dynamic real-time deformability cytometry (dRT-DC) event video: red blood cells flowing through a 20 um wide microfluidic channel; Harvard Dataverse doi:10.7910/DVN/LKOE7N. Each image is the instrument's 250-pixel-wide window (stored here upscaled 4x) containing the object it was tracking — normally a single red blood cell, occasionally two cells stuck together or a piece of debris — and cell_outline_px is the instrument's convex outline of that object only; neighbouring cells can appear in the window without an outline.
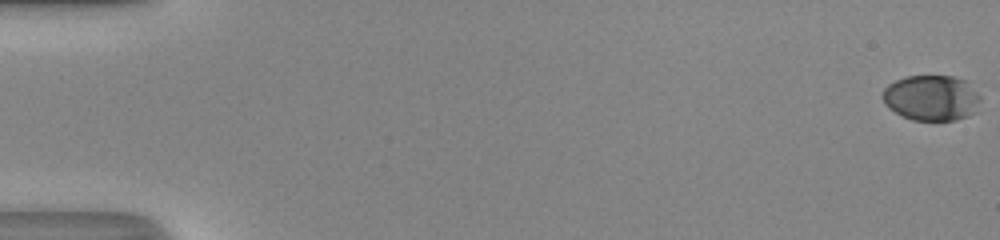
{"species": "human", "species_latin": "Homo sapiens", "temperature_condition": "room temperature", "stored_images_in_passage": 52, "camera_frame_rate_fps": 3000, "um_per_image_px": 0.085, "donor": {"sex": "male"}, "frame": {"image": 1, "passage_image": 1, "time_ms": 0.0, "image_size_px": [1000, 240], "cell_outline_px": [[980, 100], [976, 112], [968, 116], [956, 120], [912, 120], [888, 108], [884, 104], [884, 88], [888, 84], [904, 76], [952, 76], [968, 80], [980, 96]], "centroid_in_image_um": [79.21, 8.31], "position_along_channel_um": 5.8, "area_um2": 26.13}}
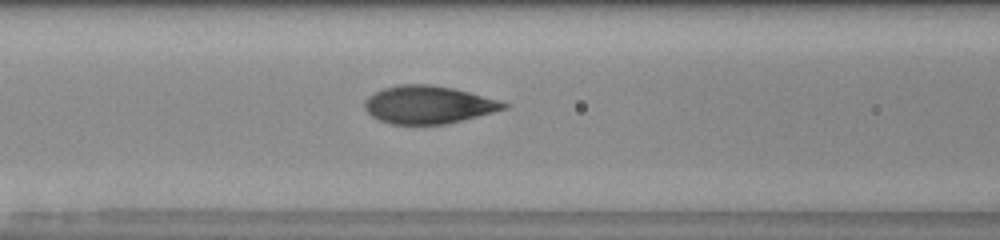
{"frame": {"image": 2, "passage_image": 24, "time_ms": 7.667, "image_size_px": [1000, 240], "cell_outline_px": [[512, 104], [508, 108], [444, 124], [392, 124], [380, 120], [372, 116], [364, 108], [364, 100], [368, 96], [384, 88], [400, 84], [432, 84], [452, 88], [500, 100]], "centroid_in_image_um": [36.4, 8.89], "position_along_channel_um": 130.2, "area_um2": 30.46}}
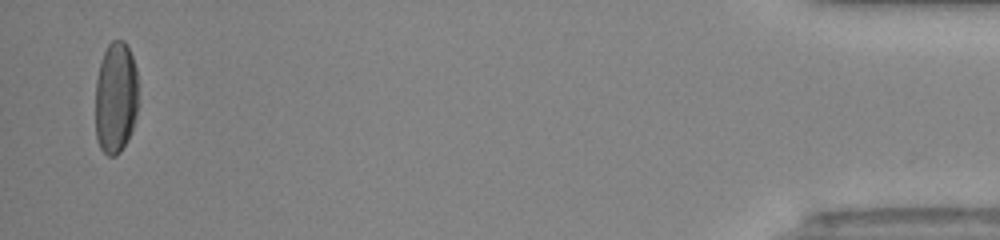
{"frame": {"image": 3, "passage_image": 51, "time_ms": 16.667, "image_size_px": [1000, 240], "cell_outline_px": [[136, 116], [132, 132], [120, 152], [116, 156], [108, 156], [100, 148], [96, 136], [96, 80], [100, 64], [104, 52], [108, 44], [112, 40], [124, 40], [132, 56], [136, 68]], "centroid_in_image_um": [9.83, 8.32], "position_along_channel_um": 425.4, "area_um2": 27.86}, "authors_computed_cell_mechanics": {"area_um2": 29.5069, "velocity_mm_per_s": 4.2315, "shape_relaxation_time_tau1_ms": 4.0259, "shape_relaxation_time_tau2_ms": null, "deformation_change_tau1": 0.1931, "deformation_change_tau2": null}}